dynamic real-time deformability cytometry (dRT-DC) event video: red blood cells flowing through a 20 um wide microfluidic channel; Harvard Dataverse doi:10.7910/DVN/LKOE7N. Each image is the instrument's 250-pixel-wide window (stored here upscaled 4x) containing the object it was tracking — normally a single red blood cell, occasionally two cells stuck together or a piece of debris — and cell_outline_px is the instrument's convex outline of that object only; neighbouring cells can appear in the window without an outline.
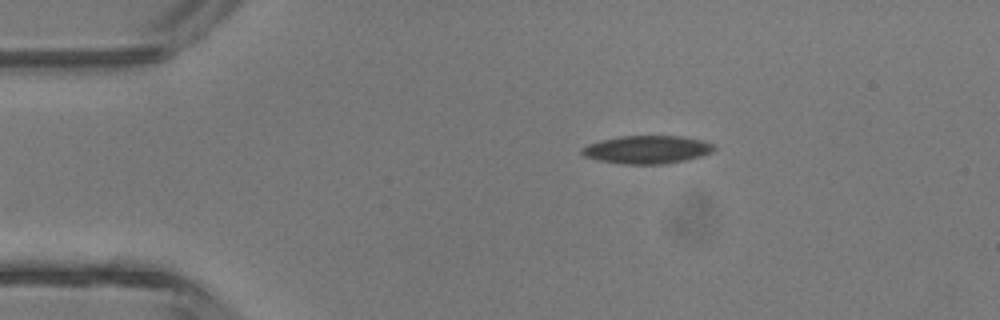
{"species": "common noctule bat (a hibernating species)", "species_latin": "Nyctalus noctula", "temperature_condition": "room temperature", "stored_images_in_passage": 2, "camera_frame_rate_fps": 3000, "um_per_image_px": 0.085, "animal": {"sex": "male", "body_mass_g": 13.3}, "frame": {"image": 1, "passage_image": 2, "time_ms": 1.333, "image_size_px": [1000, 320], "cell_outline_px": [[716, 148], [712, 152], [700, 156], [684, 160], [664, 164], [620, 164], [600, 160], [584, 156], [580, 152], [580, 148], [588, 144], [620, 136], [680, 136], [700, 140], [712, 144]], "centroid_in_image_um": [54.97, 12.72], "position_along_channel_um": 30.0, "area_um2": 21.39}}